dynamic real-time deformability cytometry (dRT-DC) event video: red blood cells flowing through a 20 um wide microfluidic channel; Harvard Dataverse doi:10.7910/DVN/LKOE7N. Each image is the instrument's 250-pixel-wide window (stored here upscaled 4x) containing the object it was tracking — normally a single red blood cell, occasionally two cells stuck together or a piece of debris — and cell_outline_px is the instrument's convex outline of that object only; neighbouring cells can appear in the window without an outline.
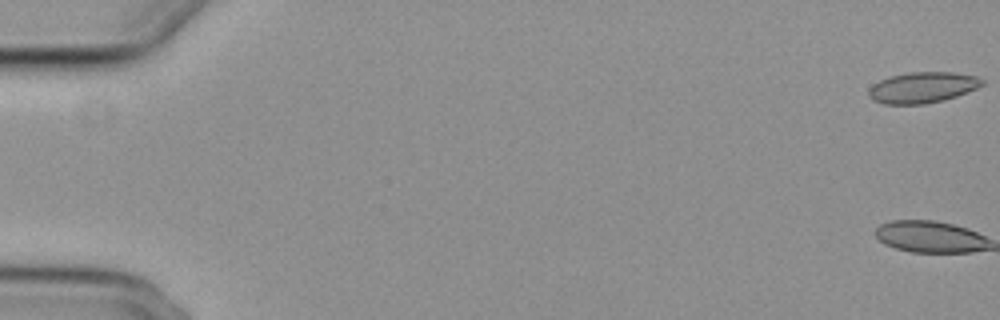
{"species": "common noctule bat (a hibernating species)", "species_latin": "Nyctalus noctula", "temperature_condition": "cold", "stored_images_in_passage": 13, "camera_frame_rate_fps": 3000, "um_per_image_px": 0.085, "animal": {"sex": "female", "body_mass_g": 29.2, "forearm_length_mm": 56.3}, "frame": {"image": 1, "passage_image": 1, "time_ms": 0.0, "image_size_px": [1000, 320], "cell_outline_px": [[984, 84], [968, 92], [944, 100], [924, 104], [884, 104], [872, 100], [868, 96], [868, 88], [872, 84], [880, 80], [892, 76], [908, 72], [952, 72], [976, 76], [984, 80]], "centroid_in_image_um": [78.39, 7.44], "position_along_channel_um": 6.6, "area_um2": 20.52}}